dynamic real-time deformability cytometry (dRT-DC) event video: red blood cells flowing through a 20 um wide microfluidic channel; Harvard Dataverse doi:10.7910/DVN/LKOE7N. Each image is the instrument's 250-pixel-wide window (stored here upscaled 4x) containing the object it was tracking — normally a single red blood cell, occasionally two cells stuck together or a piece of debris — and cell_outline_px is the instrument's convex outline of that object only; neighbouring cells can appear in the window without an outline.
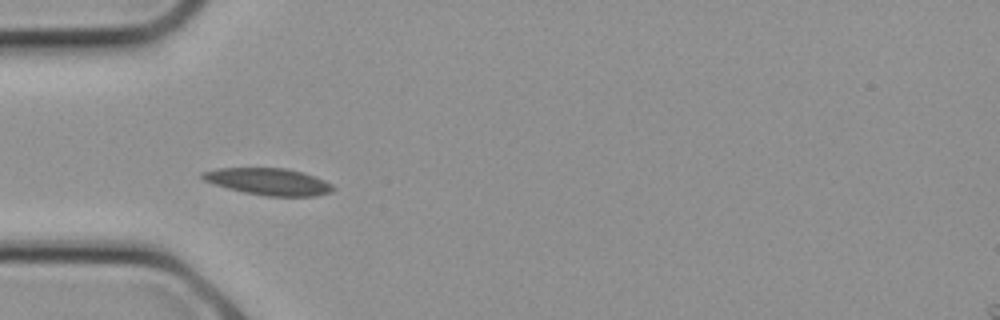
{"species": "common noctule bat (a hibernating species)", "species_latin": "Nyctalus noctula", "temperature_condition": "cold", "stored_images_in_passage": 9, "camera_frame_rate_fps": 3000, "um_per_image_px": 0.085, "animal": {"sex": "female", "body_mass_g": 21.9}, "frame": {"image": 1, "passage_image": 6, "time_ms": 1.667, "image_size_px": [1000, 320], "cell_outline_px": [[332, 192], [316, 196], [268, 196], [244, 192], [228, 188], [204, 180], [200, 176], [200, 172], [220, 168], [284, 168], [300, 172], [324, 180], [332, 184]], "centroid_in_image_um": [22.8, 15.44], "position_along_channel_um": 62.2, "area_um2": 20.11}}
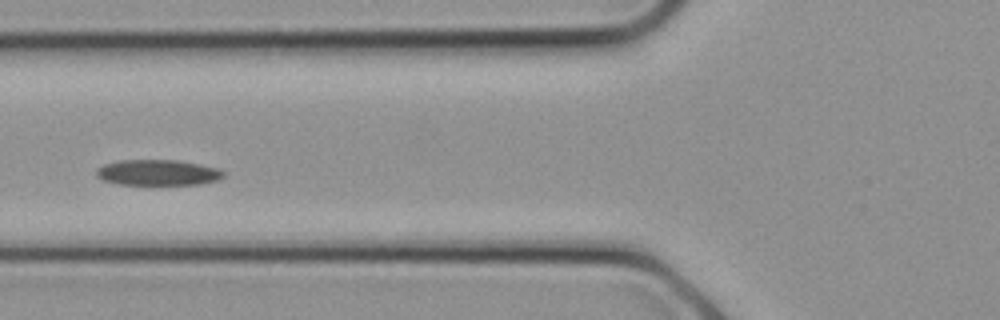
{"frame": {"image": 2, "passage_image": 8, "time_ms": 2.333, "image_size_px": [1000, 320], "cell_outline_px": [[224, 176], [216, 180], [200, 184], [120, 184], [104, 180], [96, 176], [96, 168], [104, 164], [116, 160], [180, 160], [200, 164], [216, 168], [224, 172]], "centroid_in_image_um": [13.38, 14.65], "position_along_channel_um": 112.4, "area_um2": 18.96}}